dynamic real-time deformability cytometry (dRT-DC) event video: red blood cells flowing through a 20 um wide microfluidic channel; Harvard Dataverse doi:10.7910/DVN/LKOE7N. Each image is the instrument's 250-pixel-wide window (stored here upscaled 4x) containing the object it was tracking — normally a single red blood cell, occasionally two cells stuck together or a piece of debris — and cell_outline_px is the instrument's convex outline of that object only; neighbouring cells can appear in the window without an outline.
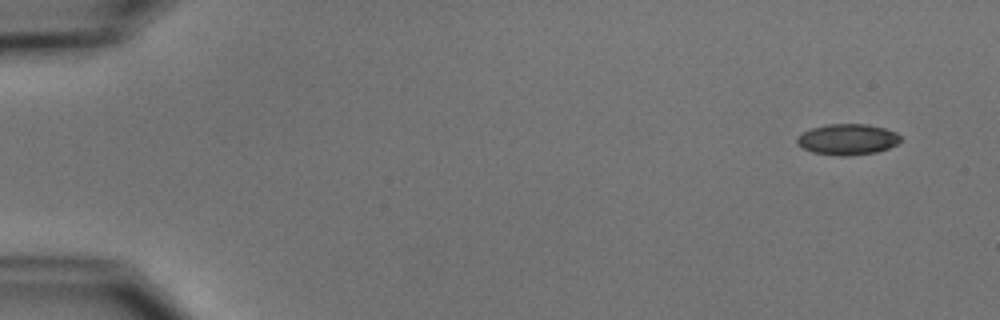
{"species": "common noctule bat (a hibernating species)", "species_latin": "Nyctalus noctula", "temperature_condition": "cold", "stored_images_in_passage": 4, "camera_frame_rate_fps": 3000, "um_per_image_px": 0.085, "animal": {"sex": "male", "body_mass_g": 15.6}, "frame": {"image": 1, "passage_image": 1, "time_ms": 0.0, "image_size_px": [1000, 320], "cell_outline_px": [[900, 140], [896, 144], [888, 148], [876, 152], [848, 156], [812, 152], [796, 144], [796, 136], [812, 128], [828, 124], [868, 124], [884, 128], [896, 132], [900, 136]], "centroid_in_image_um": [72.03, 11.84], "position_along_channel_um": 13.0, "area_um2": 18.5}}
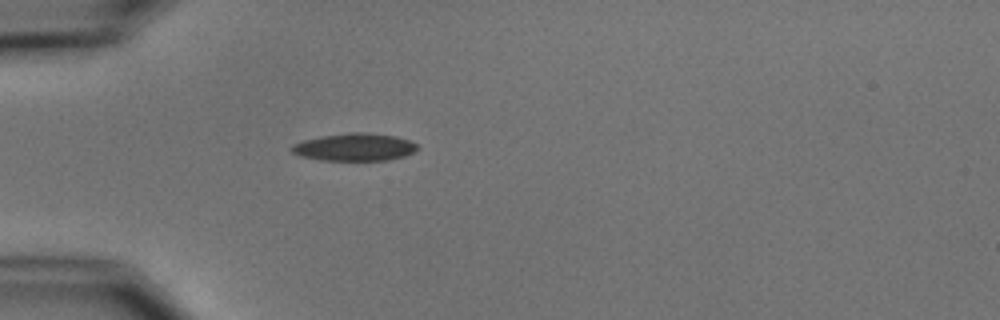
{"frame": {"image": 2, "passage_image": 4, "time_ms": 4.333, "image_size_px": [1000, 320], "cell_outline_px": [[420, 148], [404, 156], [388, 160], [320, 160], [300, 156], [292, 152], [288, 148], [292, 144], [304, 140], [320, 136], [352, 132], [364, 132], [396, 136], [408, 140], [416, 144]], "centroid_in_image_um": [30.1, 12.5], "position_along_channel_um": 54.9, "area_um2": 20.23}}